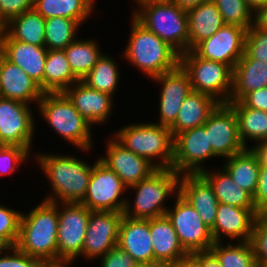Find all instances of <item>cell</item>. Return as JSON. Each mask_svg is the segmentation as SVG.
I'll list each match as a JSON object with an SVG mask.
<instances>
[{
    "mask_svg": "<svg viewBox=\"0 0 267 267\" xmlns=\"http://www.w3.org/2000/svg\"><path fill=\"white\" fill-rule=\"evenodd\" d=\"M35 157L49 178L55 195L51 194L44 200L52 203H80L84 199L92 174L91 165L67 155L37 153Z\"/></svg>",
    "mask_w": 267,
    "mask_h": 267,
    "instance_id": "cell-1",
    "label": "cell"
},
{
    "mask_svg": "<svg viewBox=\"0 0 267 267\" xmlns=\"http://www.w3.org/2000/svg\"><path fill=\"white\" fill-rule=\"evenodd\" d=\"M58 203L43 200L27 215L21 213L16 247L38 260L56 258Z\"/></svg>",
    "mask_w": 267,
    "mask_h": 267,
    "instance_id": "cell-2",
    "label": "cell"
},
{
    "mask_svg": "<svg viewBox=\"0 0 267 267\" xmlns=\"http://www.w3.org/2000/svg\"><path fill=\"white\" fill-rule=\"evenodd\" d=\"M129 36L123 57L151 79L179 65L180 54L134 17Z\"/></svg>",
    "mask_w": 267,
    "mask_h": 267,
    "instance_id": "cell-3",
    "label": "cell"
},
{
    "mask_svg": "<svg viewBox=\"0 0 267 267\" xmlns=\"http://www.w3.org/2000/svg\"><path fill=\"white\" fill-rule=\"evenodd\" d=\"M114 138L126 149L147 159L157 169H172L174 137L169 127L155 122L137 123L118 130Z\"/></svg>",
    "mask_w": 267,
    "mask_h": 267,
    "instance_id": "cell-4",
    "label": "cell"
},
{
    "mask_svg": "<svg viewBox=\"0 0 267 267\" xmlns=\"http://www.w3.org/2000/svg\"><path fill=\"white\" fill-rule=\"evenodd\" d=\"M180 177L174 169H157L148 178L129 187L136 190V196L133 206L127 201L123 215L132 219H151L166 215L168 208L164 207V200L171 193L177 196Z\"/></svg>",
    "mask_w": 267,
    "mask_h": 267,
    "instance_id": "cell-5",
    "label": "cell"
},
{
    "mask_svg": "<svg viewBox=\"0 0 267 267\" xmlns=\"http://www.w3.org/2000/svg\"><path fill=\"white\" fill-rule=\"evenodd\" d=\"M139 7L140 10L133 11V17L140 24L168 43L180 55L189 51L186 11L173 2L144 4Z\"/></svg>",
    "mask_w": 267,
    "mask_h": 267,
    "instance_id": "cell-6",
    "label": "cell"
},
{
    "mask_svg": "<svg viewBox=\"0 0 267 267\" xmlns=\"http://www.w3.org/2000/svg\"><path fill=\"white\" fill-rule=\"evenodd\" d=\"M36 105L41 116L64 139L83 152L91 149V124L82 117L63 92L44 93Z\"/></svg>",
    "mask_w": 267,
    "mask_h": 267,
    "instance_id": "cell-7",
    "label": "cell"
},
{
    "mask_svg": "<svg viewBox=\"0 0 267 267\" xmlns=\"http://www.w3.org/2000/svg\"><path fill=\"white\" fill-rule=\"evenodd\" d=\"M188 73L192 91L207 94L220 104H228L233 90V69L222 62L199 57L193 50L180 55V63Z\"/></svg>",
    "mask_w": 267,
    "mask_h": 267,
    "instance_id": "cell-8",
    "label": "cell"
},
{
    "mask_svg": "<svg viewBox=\"0 0 267 267\" xmlns=\"http://www.w3.org/2000/svg\"><path fill=\"white\" fill-rule=\"evenodd\" d=\"M126 189L120 177L97 159L92 165L87 192L80 203L91 211L124 212L128 198L122 200L120 196Z\"/></svg>",
    "mask_w": 267,
    "mask_h": 267,
    "instance_id": "cell-9",
    "label": "cell"
},
{
    "mask_svg": "<svg viewBox=\"0 0 267 267\" xmlns=\"http://www.w3.org/2000/svg\"><path fill=\"white\" fill-rule=\"evenodd\" d=\"M172 209L168 208L166 215L171 220L184 250L188 254L209 251L214 244L211 230L194 207L178 193Z\"/></svg>",
    "mask_w": 267,
    "mask_h": 267,
    "instance_id": "cell-10",
    "label": "cell"
},
{
    "mask_svg": "<svg viewBox=\"0 0 267 267\" xmlns=\"http://www.w3.org/2000/svg\"><path fill=\"white\" fill-rule=\"evenodd\" d=\"M58 204V257L77 259L82 256V247L88 228L90 211L81 203ZM61 208V211H59Z\"/></svg>",
    "mask_w": 267,
    "mask_h": 267,
    "instance_id": "cell-11",
    "label": "cell"
},
{
    "mask_svg": "<svg viewBox=\"0 0 267 267\" xmlns=\"http://www.w3.org/2000/svg\"><path fill=\"white\" fill-rule=\"evenodd\" d=\"M215 156L204 125L185 130L174 137L172 169L178 174H200L204 170V160Z\"/></svg>",
    "mask_w": 267,
    "mask_h": 267,
    "instance_id": "cell-12",
    "label": "cell"
},
{
    "mask_svg": "<svg viewBox=\"0 0 267 267\" xmlns=\"http://www.w3.org/2000/svg\"><path fill=\"white\" fill-rule=\"evenodd\" d=\"M28 104L0 96V144L31 150L34 118Z\"/></svg>",
    "mask_w": 267,
    "mask_h": 267,
    "instance_id": "cell-13",
    "label": "cell"
},
{
    "mask_svg": "<svg viewBox=\"0 0 267 267\" xmlns=\"http://www.w3.org/2000/svg\"><path fill=\"white\" fill-rule=\"evenodd\" d=\"M204 126L217 157L229 158L246 149L239 137L236 113L228 104H219Z\"/></svg>",
    "mask_w": 267,
    "mask_h": 267,
    "instance_id": "cell-14",
    "label": "cell"
},
{
    "mask_svg": "<svg viewBox=\"0 0 267 267\" xmlns=\"http://www.w3.org/2000/svg\"><path fill=\"white\" fill-rule=\"evenodd\" d=\"M123 212L90 211L82 257L93 260L104 256L118 243Z\"/></svg>",
    "mask_w": 267,
    "mask_h": 267,
    "instance_id": "cell-15",
    "label": "cell"
},
{
    "mask_svg": "<svg viewBox=\"0 0 267 267\" xmlns=\"http://www.w3.org/2000/svg\"><path fill=\"white\" fill-rule=\"evenodd\" d=\"M246 28L224 24L214 35L200 42L193 51L201 58L218 61L234 69L244 54Z\"/></svg>",
    "mask_w": 267,
    "mask_h": 267,
    "instance_id": "cell-16",
    "label": "cell"
},
{
    "mask_svg": "<svg viewBox=\"0 0 267 267\" xmlns=\"http://www.w3.org/2000/svg\"><path fill=\"white\" fill-rule=\"evenodd\" d=\"M162 85L160 93L159 125L170 127L178 116L185 98L192 92L188 73L179 64L176 68L153 78Z\"/></svg>",
    "mask_w": 267,
    "mask_h": 267,
    "instance_id": "cell-17",
    "label": "cell"
},
{
    "mask_svg": "<svg viewBox=\"0 0 267 267\" xmlns=\"http://www.w3.org/2000/svg\"><path fill=\"white\" fill-rule=\"evenodd\" d=\"M99 160L113 170L127 188L138 184L157 170L147 159L126 149L114 137L107 144V156Z\"/></svg>",
    "mask_w": 267,
    "mask_h": 267,
    "instance_id": "cell-18",
    "label": "cell"
},
{
    "mask_svg": "<svg viewBox=\"0 0 267 267\" xmlns=\"http://www.w3.org/2000/svg\"><path fill=\"white\" fill-rule=\"evenodd\" d=\"M257 216L256 209L219 203L216 221L210 229L214 242H220L222 238H226L224 236L231 240L238 238V242L250 241Z\"/></svg>",
    "mask_w": 267,
    "mask_h": 267,
    "instance_id": "cell-19",
    "label": "cell"
},
{
    "mask_svg": "<svg viewBox=\"0 0 267 267\" xmlns=\"http://www.w3.org/2000/svg\"><path fill=\"white\" fill-rule=\"evenodd\" d=\"M0 48L4 57L21 68L39 84L44 92V69L47 48L13 40L4 30L1 36Z\"/></svg>",
    "mask_w": 267,
    "mask_h": 267,
    "instance_id": "cell-20",
    "label": "cell"
},
{
    "mask_svg": "<svg viewBox=\"0 0 267 267\" xmlns=\"http://www.w3.org/2000/svg\"><path fill=\"white\" fill-rule=\"evenodd\" d=\"M150 235L154 262L178 266L188 261L189 254L179 242L176 231L167 215L150 219Z\"/></svg>",
    "mask_w": 267,
    "mask_h": 267,
    "instance_id": "cell-21",
    "label": "cell"
},
{
    "mask_svg": "<svg viewBox=\"0 0 267 267\" xmlns=\"http://www.w3.org/2000/svg\"><path fill=\"white\" fill-rule=\"evenodd\" d=\"M63 93L91 125L104 123L111 116L113 97L87 86L81 80L68 87Z\"/></svg>",
    "mask_w": 267,
    "mask_h": 267,
    "instance_id": "cell-22",
    "label": "cell"
},
{
    "mask_svg": "<svg viewBox=\"0 0 267 267\" xmlns=\"http://www.w3.org/2000/svg\"><path fill=\"white\" fill-rule=\"evenodd\" d=\"M179 194L194 207L202 221L211 229L216 221L219 201L209 182L201 174H182Z\"/></svg>",
    "mask_w": 267,
    "mask_h": 267,
    "instance_id": "cell-23",
    "label": "cell"
},
{
    "mask_svg": "<svg viewBox=\"0 0 267 267\" xmlns=\"http://www.w3.org/2000/svg\"><path fill=\"white\" fill-rule=\"evenodd\" d=\"M117 245L136 262H154L150 219H132L123 215Z\"/></svg>",
    "mask_w": 267,
    "mask_h": 267,
    "instance_id": "cell-24",
    "label": "cell"
},
{
    "mask_svg": "<svg viewBox=\"0 0 267 267\" xmlns=\"http://www.w3.org/2000/svg\"><path fill=\"white\" fill-rule=\"evenodd\" d=\"M44 92L38 83L29 77L16 64L2 59L0 74V96L11 100H17L26 104L38 103Z\"/></svg>",
    "mask_w": 267,
    "mask_h": 267,
    "instance_id": "cell-25",
    "label": "cell"
},
{
    "mask_svg": "<svg viewBox=\"0 0 267 267\" xmlns=\"http://www.w3.org/2000/svg\"><path fill=\"white\" fill-rule=\"evenodd\" d=\"M219 104L207 94L192 91L183 101L176 121L169 127L173 137L185 130L204 125Z\"/></svg>",
    "mask_w": 267,
    "mask_h": 267,
    "instance_id": "cell-26",
    "label": "cell"
},
{
    "mask_svg": "<svg viewBox=\"0 0 267 267\" xmlns=\"http://www.w3.org/2000/svg\"><path fill=\"white\" fill-rule=\"evenodd\" d=\"M267 87V63L240 58L233 69V90L230 102L240 101L247 93Z\"/></svg>",
    "mask_w": 267,
    "mask_h": 267,
    "instance_id": "cell-27",
    "label": "cell"
},
{
    "mask_svg": "<svg viewBox=\"0 0 267 267\" xmlns=\"http://www.w3.org/2000/svg\"><path fill=\"white\" fill-rule=\"evenodd\" d=\"M189 30V50L214 35L225 23L215 5L210 0L187 12Z\"/></svg>",
    "mask_w": 267,
    "mask_h": 267,
    "instance_id": "cell-28",
    "label": "cell"
},
{
    "mask_svg": "<svg viewBox=\"0 0 267 267\" xmlns=\"http://www.w3.org/2000/svg\"><path fill=\"white\" fill-rule=\"evenodd\" d=\"M222 169L221 172H210L208 169H204L200 173L212 186L219 203L247 209H256L253 196L235 183L223 167Z\"/></svg>",
    "mask_w": 267,
    "mask_h": 267,
    "instance_id": "cell-29",
    "label": "cell"
},
{
    "mask_svg": "<svg viewBox=\"0 0 267 267\" xmlns=\"http://www.w3.org/2000/svg\"><path fill=\"white\" fill-rule=\"evenodd\" d=\"M3 30L13 40L45 47V18L34 8L11 19Z\"/></svg>",
    "mask_w": 267,
    "mask_h": 267,
    "instance_id": "cell-30",
    "label": "cell"
},
{
    "mask_svg": "<svg viewBox=\"0 0 267 267\" xmlns=\"http://www.w3.org/2000/svg\"><path fill=\"white\" fill-rule=\"evenodd\" d=\"M78 81L64 50H48L44 69V93L64 92Z\"/></svg>",
    "mask_w": 267,
    "mask_h": 267,
    "instance_id": "cell-31",
    "label": "cell"
},
{
    "mask_svg": "<svg viewBox=\"0 0 267 267\" xmlns=\"http://www.w3.org/2000/svg\"><path fill=\"white\" fill-rule=\"evenodd\" d=\"M223 166L235 183L254 196L260 165L257 156L250 148L227 158Z\"/></svg>",
    "mask_w": 267,
    "mask_h": 267,
    "instance_id": "cell-32",
    "label": "cell"
},
{
    "mask_svg": "<svg viewBox=\"0 0 267 267\" xmlns=\"http://www.w3.org/2000/svg\"><path fill=\"white\" fill-rule=\"evenodd\" d=\"M238 121V132L242 144L248 148V140L255 143L267 139V112L244 106L240 101L229 102Z\"/></svg>",
    "mask_w": 267,
    "mask_h": 267,
    "instance_id": "cell-33",
    "label": "cell"
},
{
    "mask_svg": "<svg viewBox=\"0 0 267 267\" xmlns=\"http://www.w3.org/2000/svg\"><path fill=\"white\" fill-rule=\"evenodd\" d=\"M94 0H34V9L45 19L65 17L82 24L93 12Z\"/></svg>",
    "mask_w": 267,
    "mask_h": 267,
    "instance_id": "cell-34",
    "label": "cell"
},
{
    "mask_svg": "<svg viewBox=\"0 0 267 267\" xmlns=\"http://www.w3.org/2000/svg\"><path fill=\"white\" fill-rule=\"evenodd\" d=\"M64 52L73 74L82 80L102 56L98 43L94 40H74Z\"/></svg>",
    "mask_w": 267,
    "mask_h": 267,
    "instance_id": "cell-35",
    "label": "cell"
},
{
    "mask_svg": "<svg viewBox=\"0 0 267 267\" xmlns=\"http://www.w3.org/2000/svg\"><path fill=\"white\" fill-rule=\"evenodd\" d=\"M119 79V70L114 59L102 54L93 69L81 81L95 90L113 96Z\"/></svg>",
    "mask_w": 267,
    "mask_h": 267,
    "instance_id": "cell-36",
    "label": "cell"
},
{
    "mask_svg": "<svg viewBox=\"0 0 267 267\" xmlns=\"http://www.w3.org/2000/svg\"><path fill=\"white\" fill-rule=\"evenodd\" d=\"M221 244L222 241L214 242L210 248L221 267H255L256 256L250 241L238 242V245Z\"/></svg>",
    "mask_w": 267,
    "mask_h": 267,
    "instance_id": "cell-37",
    "label": "cell"
},
{
    "mask_svg": "<svg viewBox=\"0 0 267 267\" xmlns=\"http://www.w3.org/2000/svg\"><path fill=\"white\" fill-rule=\"evenodd\" d=\"M80 23L65 17L45 19V47L47 50H64L76 40Z\"/></svg>",
    "mask_w": 267,
    "mask_h": 267,
    "instance_id": "cell-38",
    "label": "cell"
},
{
    "mask_svg": "<svg viewBox=\"0 0 267 267\" xmlns=\"http://www.w3.org/2000/svg\"><path fill=\"white\" fill-rule=\"evenodd\" d=\"M225 24L237 25L247 30L254 24V11L245 0H212Z\"/></svg>",
    "mask_w": 267,
    "mask_h": 267,
    "instance_id": "cell-39",
    "label": "cell"
},
{
    "mask_svg": "<svg viewBox=\"0 0 267 267\" xmlns=\"http://www.w3.org/2000/svg\"><path fill=\"white\" fill-rule=\"evenodd\" d=\"M21 213L0 204V242L7 247L18 242Z\"/></svg>",
    "mask_w": 267,
    "mask_h": 267,
    "instance_id": "cell-40",
    "label": "cell"
},
{
    "mask_svg": "<svg viewBox=\"0 0 267 267\" xmlns=\"http://www.w3.org/2000/svg\"><path fill=\"white\" fill-rule=\"evenodd\" d=\"M241 58H252L267 63V30L255 23L246 31L244 54Z\"/></svg>",
    "mask_w": 267,
    "mask_h": 267,
    "instance_id": "cell-41",
    "label": "cell"
},
{
    "mask_svg": "<svg viewBox=\"0 0 267 267\" xmlns=\"http://www.w3.org/2000/svg\"><path fill=\"white\" fill-rule=\"evenodd\" d=\"M29 154L30 151L24 147L0 144V176L15 172Z\"/></svg>",
    "mask_w": 267,
    "mask_h": 267,
    "instance_id": "cell-42",
    "label": "cell"
},
{
    "mask_svg": "<svg viewBox=\"0 0 267 267\" xmlns=\"http://www.w3.org/2000/svg\"><path fill=\"white\" fill-rule=\"evenodd\" d=\"M250 243L256 261L267 263V215H258L254 224Z\"/></svg>",
    "mask_w": 267,
    "mask_h": 267,
    "instance_id": "cell-43",
    "label": "cell"
},
{
    "mask_svg": "<svg viewBox=\"0 0 267 267\" xmlns=\"http://www.w3.org/2000/svg\"><path fill=\"white\" fill-rule=\"evenodd\" d=\"M3 254V257L0 255V267H39L40 260L21 252L16 246L6 247Z\"/></svg>",
    "mask_w": 267,
    "mask_h": 267,
    "instance_id": "cell-44",
    "label": "cell"
},
{
    "mask_svg": "<svg viewBox=\"0 0 267 267\" xmlns=\"http://www.w3.org/2000/svg\"><path fill=\"white\" fill-rule=\"evenodd\" d=\"M34 8V0H0V23L4 26L11 19Z\"/></svg>",
    "mask_w": 267,
    "mask_h": 267,
    "instance_id": "cell-45",
    "label": "cell"
},
{
    "mask_svg": "<svg viewBox=\"0 0 267 267\" xmlns=\"http://www.w3.org/2000/svg\"><path fill=\"white\" fill-rule=\"evenodd\" d=\"M101 267H134L136 261L118 245L101 256Z\"/></svg>",
    "mask_w": 267,
    "mask_h": 267,
    "instance_id": "cell-46",
    "label": "cell"
},
{
    "mask_svg": "<svg viewBox=\"0 0 267 267\" xmlns=\"http://www.w3.org/2000/svg\"><path fill=\"white\" fill-rule=\"evenodd\" d=\"M253 200L258 215H267V167H260L258 184Z\"/></svg>",
    "mask_w": 267,
    "mask_h": 267,
    "instance_id": "cell-47",
    "label": "cell"
},
{
    "mask_svg": "<svg viewBox=\"0 0 267 267\" xmlns=\"http://www.w3.org/2000/svg\"><path fill=\"white\" fill-rule=\"evenodd\" d=\"M240 102L246 107L267 112V87L247 93Z\"/></svg>",
    "mask_w": 267,
    "mask_h": 267,
    "instance_id": "cell-48",
    "label": "cell"
},
{
    "mask_svg": "<svg viewBox=\"0 0 267 267\" xmlns=\"http://www.w3.org/2000/svg\"><path fill=\"white\" fill-rule=\"evenodd\" d=\"M188 261L194 267H221L216 256L210 250L189 254Z\"/></svg>",
    "mask_w": 267,
    "mask_h": 267,
    "instance_id": "cell-49",
    "label": "cell"
},
{
    "mask_svg": "<svg viewBox=\"0 0 267 267\" xmlns=\"http://www.w3.org/2000/svg\"><path fill=\"white\" fill-rule=\"evenodd\" d=\"M73 258L56 257L40 260L39 267H68L74 262ZM68 265V266H67Z\"/></svg>",
    "mask_w": 267,
    "mask_h": 267,
    "instance_id": "cell-50",
    "label": "cell"
},
{
    "mask_svg": "<svg viewBox=\"0 0 267 267\" xmlns=\"http://www.w3.org/2000/svg\"><path fill=\"white\" fill-rule=\"evenodd\" d=\"M257 156L260 167H267V141H261L250 147Z\"/></svg>",
    "mask_w": 267,
    "mask_h": 267,
    "instance_id": "cell-51",
    "label": "cell"
},
{
    "mask_svg": "<svg viewBox=\"0 0 267 267\" xmlns=\"http://www.w3.org/2000/svg\"><path fill=\"white\" fill-rule=\"evenodd\" d=\"M254 23L264 30H267V4L254 12Z\"/></svg>",
    "mask_w": 267,
    "mask_h": 267,
    "instance_id": "cell-52",
    "label": "cell"
},
{
    "mask_svg": "<svg viewBox=\"0 0 267 267\" xmlns=\"http://www.w3.org/2000/svg\"><path fill=\"white\" fill-rule=\"evenodd\" d=\"M207 1L210 0H173V3L179 6L182 10L188 12Z\"/></svg>",
    "mask_w": 267,
    "mask_h": 267,
    "instance_id": "cell-53",
    "label": "cell"
},
{
    "mask_svg": "<svg viewBox=\"0 0 267 267\" xmlns=\"http://www.w3.org/2000/svg\"><path fill=\"white\" fill-rule=\"evenodd\" d=\"M249 7L256 12L260 7L267 4V0H245Z\"/></svg>",
    "mask_w": 267,
    "mask_h": 267,
    "instance_id": "cell-54",
    "label": "cell"
},
{
    "mask_svg": "<svg viewBox=\"0 0 267 267\" xmlns=\"http://www.w3.org/2000/svg\"><path fill=\"white\" fill-rule=\"evenodd\" d=\"M134 267H166V265L157 262H136Z\"/></svg>",
    "mask_w": 267,
    "mask_h": 267,
    "instance_id": "cell-55",
    "label": "cell"
},
{
    "mask_svg": "<svg viewBox=\"0 0 267 267\" xmlns=\"http://www.w3.org/2000/svg\"><path fill=\"white\" fill-rule=\"evenodd\" d=\"M135 2L141 6L144 4L161 3V2H173V0H135Z\"/></svg>",
    "mask_w": 267,
    "mask_h": 267,
    "instance_id": "cell-56",
    "label": "cell"
},
{
    "mask_svg": "<svg viewBox=\"0 0 267 267\" xmlns=\"http://www.w3.org/2000/svg\"><path fill=\"white\" fill-rule=\"evenodd\" d=\"M255 267H267V263L256 261Z\"/></svg>",
    "mask_w": 267,
    "mask_h": 267,
    "instance_id": "cell-57",
    "label": "cell"
},
{
    "mask_svg": "<svg viewBox=\"0 0 267 267\" xmlns=\"http://www.w3.org/2000/svg\"><path fill=\"white\" fill-rule=\"evenodd\" d=\"M3 56H4V54H3V52H2V50H1V48H0V74H1V66H2V59H3Z\"/></svg>",
    "mask_w": 267,
    "mask_h": 267,
    "instance_id": "cell-58",
    "label": "cell"
},
{
    "mask_svg": "<svg viewBox=\"0 0 267 267\" xmlns=\"http://www.w3.org/2000/svg\"><path fill=\"white\" fill-rule=\"evenodd\" d=\"M7 246H5L3 243L0 242V254L2 255L4 249H6Z\"/></svg>",
    "mask_w": 267,
    "mask_h": 267,
    "instance_id": "cell-59",
    "label": "cell"
},
{
    "mask_svg": "<svg viewBox=\"0 0 267 267\" xmlns=\"http://www.w3.org/2000/svg\"><path fill=\"white\" fill-rule=\"evenodd\" d=\"M166 267H187V261L178 266H166Z\"/></svg>",
    "mask_w": 267,
    "mask_h": 267,
    "instance_id": "cell-60",
    "label": "cell"
},
{
    "mask_svg": "<svg viewBox=\"0 0 267 267\" xmlns=\"http://www.w3.org/2000/svg\"><path fill=\"white\" fill-rule=\"evenodd\" d=\"M3 25L0 23V42H1V36H2V33H3Z\"/></svg>",
    "mask_w": 267,
    "mask_h": 267,
    "instance_id": "cell-61",
    "label": "cell"
},
{
    "mask_svg": "<svg viewBox=\"0 0 267 267\" xmlns=\"http://www.w3.org/2000/svg\"><path fill=\"white\" fill-rule=\"evenodd\" d=\"M187 267H194L189 261H187Z\"/></svg>",
    "mask_w": 267,
    "mask_h": 267,
    "instance_id": "cell-62",
    "label": "cell"
}]
</instances>
